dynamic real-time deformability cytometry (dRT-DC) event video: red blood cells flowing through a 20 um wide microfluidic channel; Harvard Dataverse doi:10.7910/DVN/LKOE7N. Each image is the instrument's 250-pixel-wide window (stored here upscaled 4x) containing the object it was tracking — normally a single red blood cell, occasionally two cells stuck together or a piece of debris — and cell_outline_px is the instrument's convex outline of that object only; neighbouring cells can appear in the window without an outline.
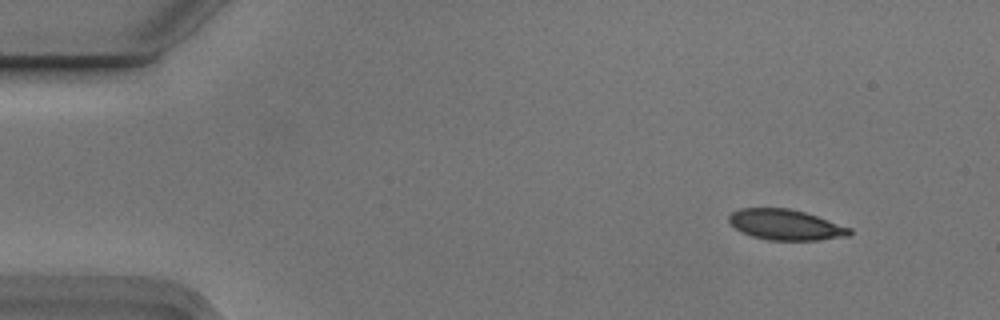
{"species": "Egyptian fruit bat (a non-hibernating species)", "species_latin": "Rousettus aegyptiacus", "temperature_condition": "cold", "stored_images_in_passage": 4, "camera_frame_rate_fps": 3000, "um_per_image_px": 0.085, "animal": {"sex": "male"}, "frame": {"image": 1, "passage_image": 1, "time_ms": 0.0, "image_size_px": [1000, 320], "cell_outline_px": [[852, 232], [848, 236], [820, 240], [768, 240], [752, 236], [740, 232], [728, 220], [728, 216], [732, 212], [740, 208], [788, 208], [804, 212], [852, 228]], "centroid_in_image_um": [66.77, 19.11], "position_along_channel_um": 18.2, "area_um2": 21.44}}
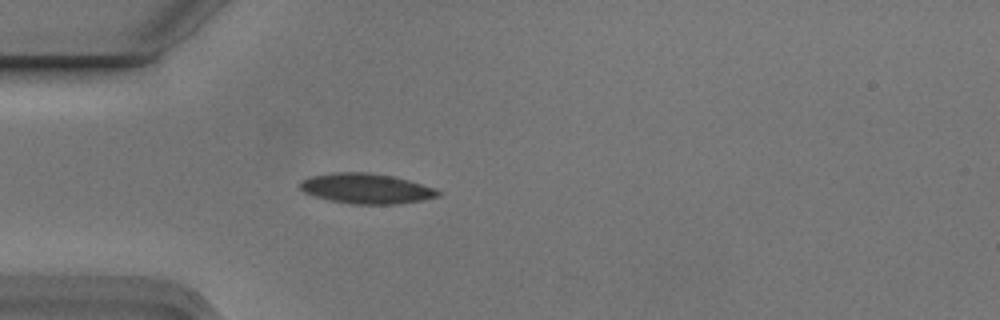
{"frame": {"image": 2, "passage_image": 4, "time_ms": 1.0, "image_size_px": [1000, 320], "cell_outline_px": [[440, 196], [424, 200], [400, 204], [352, 204], [328, 200], [312, 196], [304, 192], [300, 188], [300, 180], [308, 176], [336, 172], [368, 172], [396, 176], [436, 188], [440, 192]], "centroid_in_image_um": [31.14, 16.02], "position_along_channel_um": 53.9, "area_um2": 24.74}}